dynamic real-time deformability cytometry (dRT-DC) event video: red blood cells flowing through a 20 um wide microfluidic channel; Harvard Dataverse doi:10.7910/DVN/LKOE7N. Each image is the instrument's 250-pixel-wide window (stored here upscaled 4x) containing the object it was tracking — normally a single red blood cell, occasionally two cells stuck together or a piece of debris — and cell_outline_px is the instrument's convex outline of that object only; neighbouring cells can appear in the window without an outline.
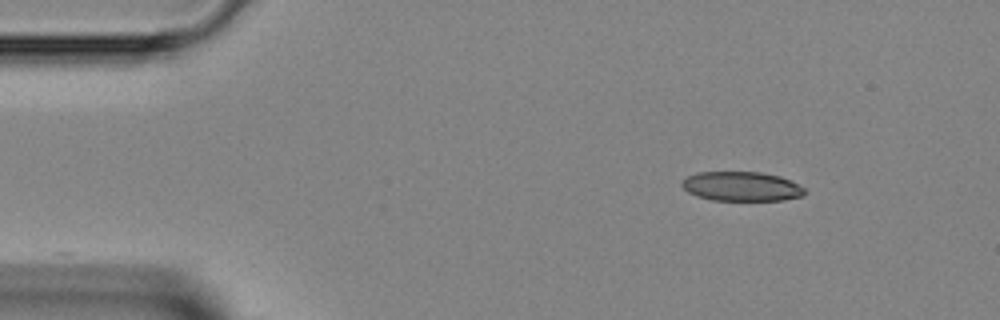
{"species": "Egyptian fruit bat (a non-hibernating species)", "species_latin": "Rousettus aegyptiacus", "temperature_condition": "room temperature", "stored_images_in_passage": 40, "camera_frame_rate_fps": 3000, "um_per_image_px": 0.085, "animal": {"sex": "female"}, "frame": {"image": 1, "passage_image": 1, "time_ms": 0.0, "image_size_px": [1000, 320], "cell_outline_px": [[804, 196], [784, 200], [712, 200], [696, 196], [688, 192], [680, 184], [680, 180], [696, 172], [760, 172], [780, 176], [804, 188]], "centroid_in_image_um": [62.98, 15.84], "position_along_channel_um": 22.0, "area_um2": 21.04}}
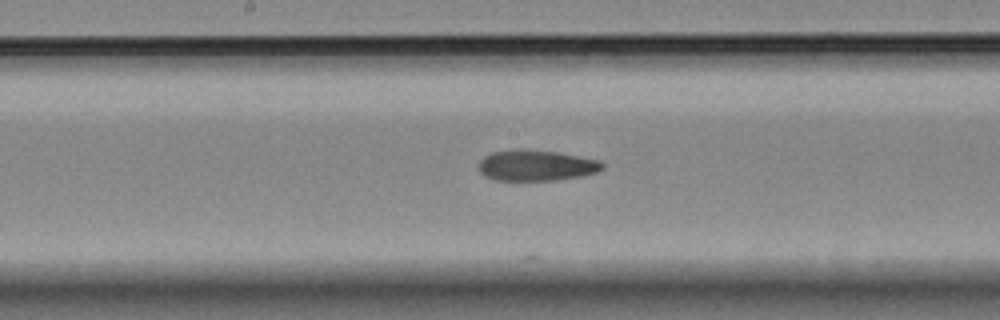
{"frame": {"image": 2, "passage_image": 18, "time_ms": 5.667, "image_size_px": [1000, 320], "cell_outline_px": [[604, 168], [596, 172], [580, 176], [556, 180], [492, 180], [484, 176], [480, 172], [480, 160], [484, 156], [492, 152], [524, 148], [556, 152], [600, 160], [604, 164]], "centroid_in_image_um": [45.57, 14.06], "position_along_channel_um": 202.6, "area_um2": 22.25}}
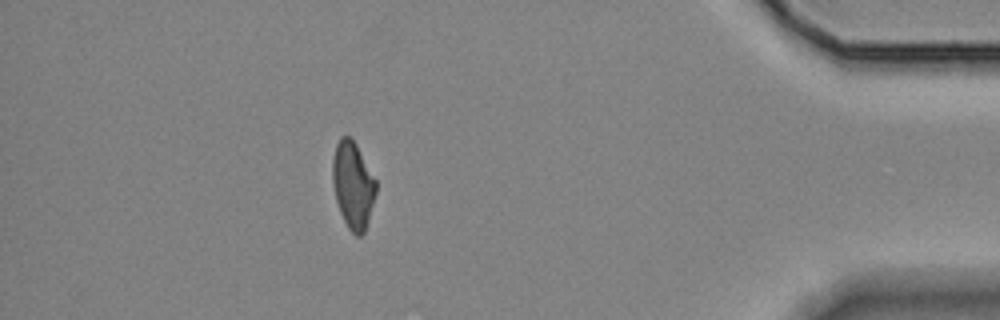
{"frame": {"image": 3, "passage_image": 35, "time_ms": 11.333, "image_size_px": [1000, 320], "cell_outline_px": [[376, 192], [368, 220], [364, 232], [360, 236], [356, 236], [348, 228], [340, 212], [336, 200], [332, 180], [332, 160], [336, 144], [340, 136], [348, 136], [356, 144], [376, 180]], "centroid_in_image_um": [29.98, 15.72], "position_along_channel_um": 405.2, "area_um2": 21.79}}